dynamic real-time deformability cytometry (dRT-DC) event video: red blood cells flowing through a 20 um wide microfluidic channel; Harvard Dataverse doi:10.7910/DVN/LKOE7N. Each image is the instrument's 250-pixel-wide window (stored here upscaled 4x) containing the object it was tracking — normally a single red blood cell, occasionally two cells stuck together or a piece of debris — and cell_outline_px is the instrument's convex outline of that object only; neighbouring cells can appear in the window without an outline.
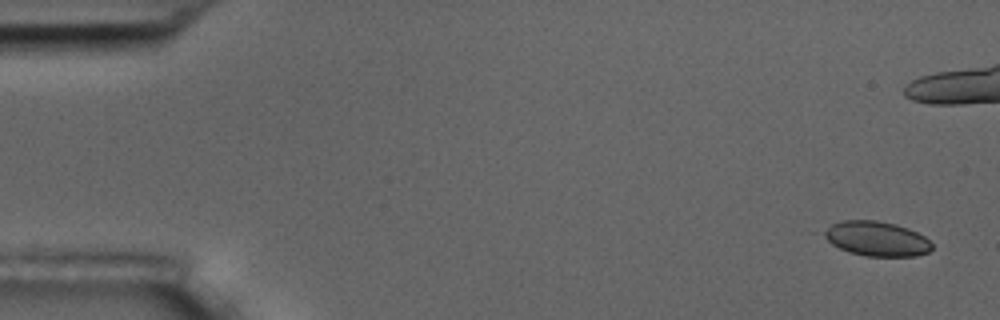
{"species": "common noctule bat (a hibernating species)", "species_latin": "Nyctalus noctula", "temperature_condition": "room temperature", "stored_images_in_passage": 8, "camera_frame_rate_fps": 3000, "um_per_image_px": 0.085, "animal": {"sex": "male", "body_mass_g": 17.5, "forearm_length_mm": 52.3}, "frame": {"image": 1, "passage_image": 1, "time_ms": 0.0, "image_size_px": [1000, 320], "cell_outline_px": [[932, 248], [928, 252], [916, 256], [864, 256], [848, 252], [832, 244], [812, 232], [832, 224], [844, 220], [876, 220], [896, 224], [908, 228], [924, 236], [932, 244]], "centroid_in_image_um": [74.37, 20.28], "position_along_channel_um": 10.6, "area_um2": 22.43}}